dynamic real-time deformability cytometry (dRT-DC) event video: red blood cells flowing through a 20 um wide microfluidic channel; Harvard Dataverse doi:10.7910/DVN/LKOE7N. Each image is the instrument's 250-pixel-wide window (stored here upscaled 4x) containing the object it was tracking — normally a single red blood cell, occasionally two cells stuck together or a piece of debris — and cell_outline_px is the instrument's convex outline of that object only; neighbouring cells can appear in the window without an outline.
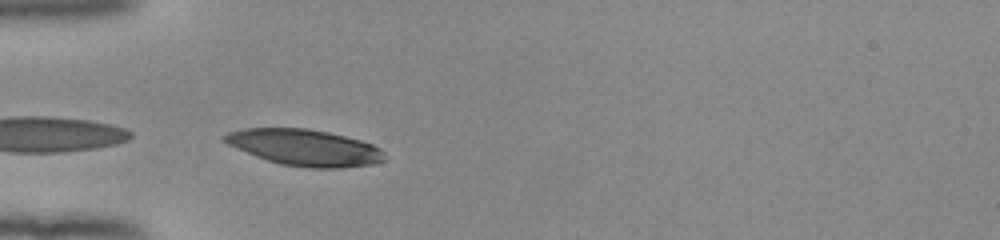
{"species": "human", "species_latin": "Homo sapiens", "temperature_condition": "room temperature", "stored_images_in_passage": 8, "camera_frame_rate_fps": 3000, "um_per_image_px": 0.085, "donor": {"sex": "female"}, "frame": {"image": 1, "passage_image": 1, "time_ms": 0.0, "image_size_px": [1000, 240], "cell_outline_px": [[384, 160], [372, 164], [344, 168], [308, 168], [280, 164], [256, 156], [228, 144], [220, 140], [220, 136], [228, 132], [244, 128], [304, 128], [328, 132], [360, 140], [372, 144], [380, 148], [384, 152]], "centroid_in_image_um": [25.87, 12.54], "position_along_channel_um": 59.1, "area_um2": 33.87}}
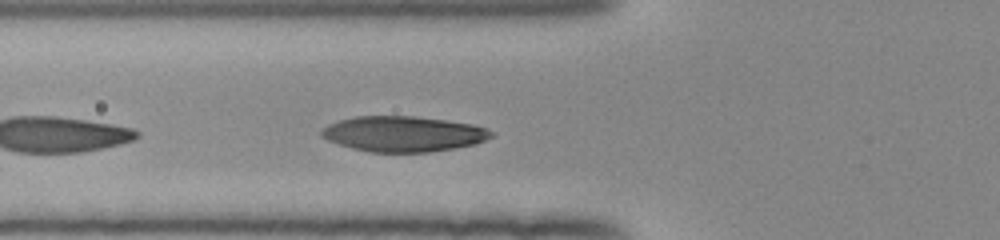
{"frame": {"image": 2, "passage_image": 4, "time_ms": 1.0, "image_size_px": [1000, 240], "cell_outline_px": [[496, 136], [476, 144], [428, 152], [368, 152], [352, 148], [328, 140], [320, 136], [320, 128], [328, 124], [352, 116], [416, 116], [472, 124], [488, 128], [496, 132]], "centroid_in_image_um": [34.3, 11.37], "position_along_channel_um": 91.5, "area_um2": 35.37}}